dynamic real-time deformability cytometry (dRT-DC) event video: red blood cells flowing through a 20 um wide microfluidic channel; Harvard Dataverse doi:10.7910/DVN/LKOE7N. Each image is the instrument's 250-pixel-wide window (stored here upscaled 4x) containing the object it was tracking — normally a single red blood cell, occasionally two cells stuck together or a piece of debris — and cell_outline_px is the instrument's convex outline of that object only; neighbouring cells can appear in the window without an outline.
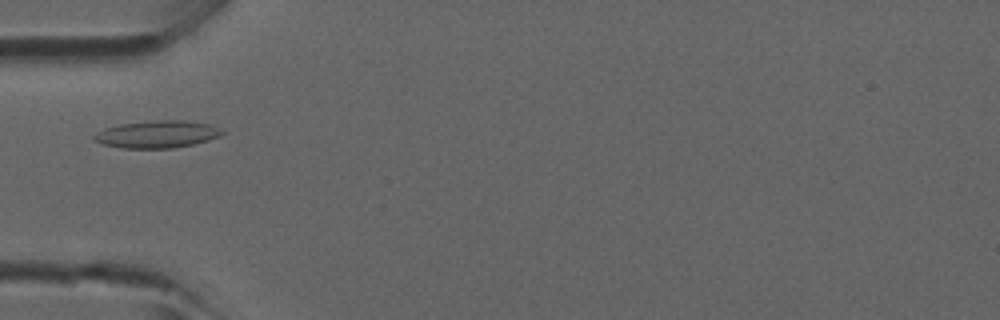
{"species": "common noctule bat (a hibernating species)", "species_latin": "Nyctalus noctula", "temperature_condition": "room temperature", "stored_images_in_passage": 4, "camera_frame_rate_fps": 3000, "um_per_image_px": 0.085, "animal": {"sex": "male", "forearm_length_mm": 52.5}, "frame": {"image": 1, "passage_image": 4, "time_ms": 1.0, "image_size_px": [1000, 320], "cell_outline_px": [[224, 132], [220, 136], [208, 140], [192, 144], [172, 148], [120, 148], [100, 144], [92, 140], [92, 136], [104, 128], [120, 124], [156, 120], [184, 120], [212, 124], [220, 128]], "centroid_in_image_um": [13.33, 11.41], "position_along_channel_um": 71.7, "area_um2": 20.52}}